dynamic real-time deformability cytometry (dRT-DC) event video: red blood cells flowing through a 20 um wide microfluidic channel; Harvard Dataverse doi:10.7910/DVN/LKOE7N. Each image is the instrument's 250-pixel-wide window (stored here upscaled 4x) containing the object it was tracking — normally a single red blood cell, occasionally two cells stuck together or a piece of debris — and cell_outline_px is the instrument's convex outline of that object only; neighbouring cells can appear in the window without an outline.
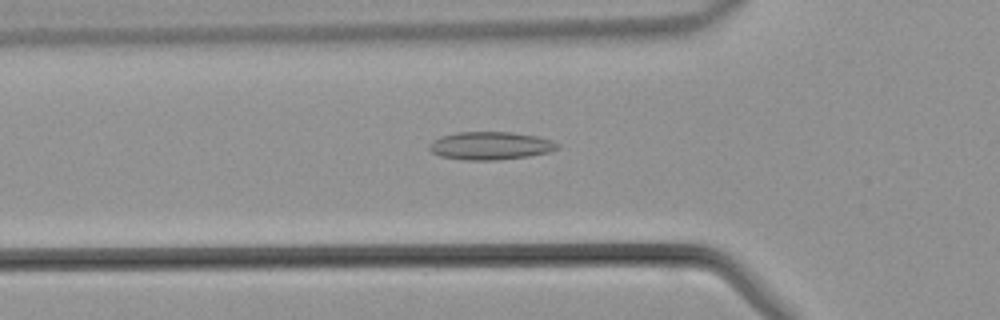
{"species": "common noctule bat (a hibernating species)", "species_latin": "Nyctalus noctula", "temperature_condition": "warm", "stored_images_in_passage": 43, "camera_frame_rate_fps": 3000, "um_per_image_px": 0.085, "animal": {"sex": "male", "body_mass_g": 21.5, "forearm_length_mm": 52.0}, "frame": {"image": 1, "passage_image": 13, "time_ms": 4.0, "image_size_px": [1000, 320], "cell_outline_px": [[560, 148], [548, 152], [528, 156], [496, 160], [464, 160], [440, 156], [432, 152], [428, 148], [432, 140], [440, 136], [460, 132], [512, 132], [536, 136], [552, 140], [560, 144]], "centroid_in_image_um": [41.69, 12.38], "position_along_channel_um": 84.1, "area_um2": 20.92}}
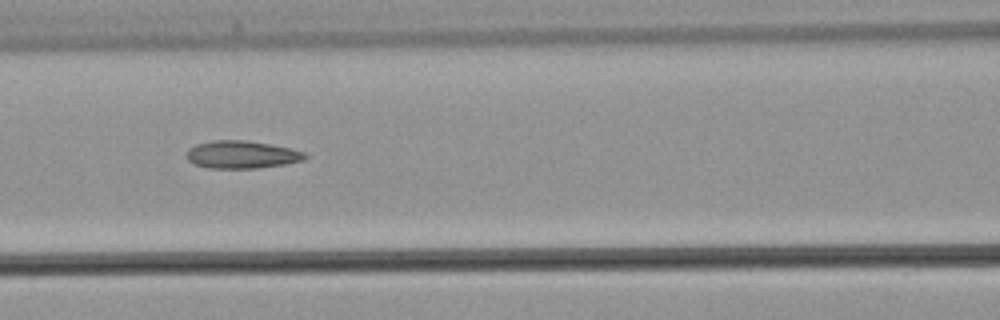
{"frame": {"image": 2, "passage_image": 17, "time_ms": 5.333, "image_size_px": [1000, 320], "cell_outline_px": [[308, 156], [304, 160], [284, 164], [256, 168], [208, 168], [196, 164], [188, 160], [188, 148], [196, 144], [212, 140], [248, 140], [292, 148], [304, 152]], "centroid_in_image_um": [20.57, 13.13], "position_along_channel_um": 146.0, "area_um2": 19.07}}
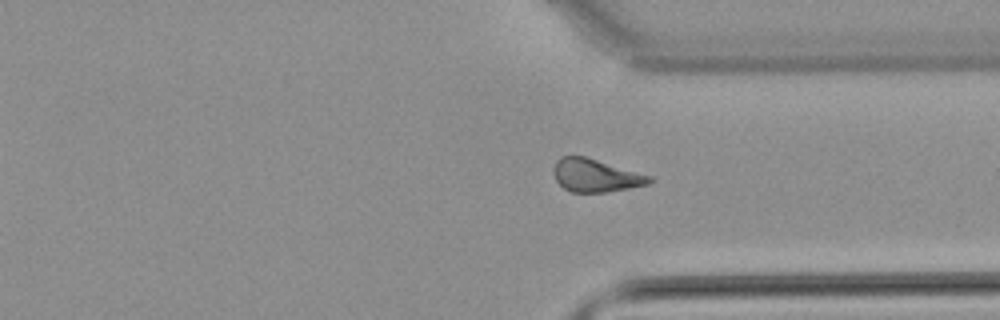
{"frame": {"image": 3, "passage_image": 31, "time_ms": 10.0, "image_size_px": [1000, 320], "cell_outline_px": [[652, 180], [648, 184], [628, 188], [604, 192], [572, 192], [564, 188], [556, 180], [552, 172], [552, 168], [556, 160], [560, 156], [584, 156], [652, 176]], "centroid_in_image_um": [50.58, 14.9], "position_along_channel_um": 360.8, "area_um2": 18.26}}